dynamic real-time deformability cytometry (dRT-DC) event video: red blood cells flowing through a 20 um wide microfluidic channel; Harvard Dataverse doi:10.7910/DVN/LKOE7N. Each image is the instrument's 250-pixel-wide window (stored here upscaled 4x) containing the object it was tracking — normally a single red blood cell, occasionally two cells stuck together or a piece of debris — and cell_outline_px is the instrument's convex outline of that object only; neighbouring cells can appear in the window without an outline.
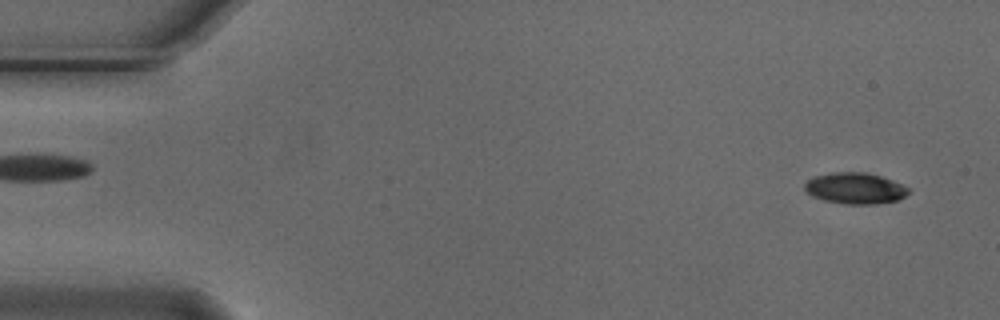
{"species": "Egyptian fruit bat (a non-hibernating species)", "species_latin": "Rousettus aegyptiacus", "temperature_condition": "cold", "stored_images_in_passage": 55, "camera_frame_rate_fps": 3000, "um_per_image_px": 0.085, "animal": {"sex": "male"}, "frame": {"image": 1, "passage_image": 3, "time_ms": 0.667, "image_size_px": [1000, 320], "cell_outline_px": [[908, 192], [904, 196], [896, 200], [876, 204], [848, 204], [824, 200], [812, 196], [804, 188], [804, 184], [808, 180], [816, 176], [832, 172], [864, 172], [880, 176], [892, 180], [908, 188]], "centroid_in_image_um": [72.66, 16.0], "position_along_channel_um": 12.3, "area_um2": 18.55}}
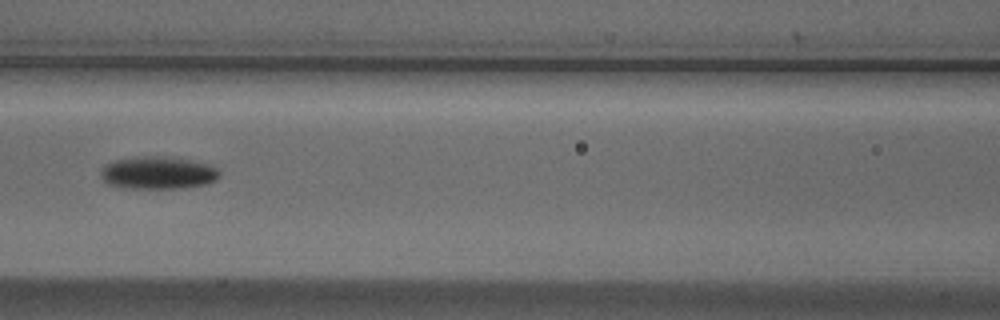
{"frame": {"image": 2, "passage_image": 24, "time_ms": 7.667, "image_size_px": [1000, 320], "cell_outline_px": [[220, 176], [216, 180], [208, 184], [184, 188], [120, 188], [108, 184], [100, 176], [100, 172], [104, 164], [112, 160], [132, 156], [176, 156], [212, 164], [220, 172]], "centroid_in_image_um": [13.44, 14.66], "position_along_channel_um": 153.2, "area_um2": 23.41}}
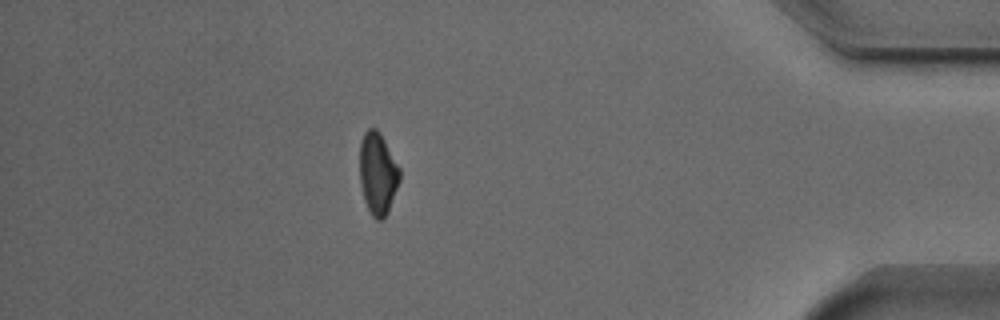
{"frame": {"image": 3, "passage_image": 48, "time_ms": 15.667, "image_size_px": [1000, 320], "cell_outline_px": [[400, 180], [388, 212], [380, 220], [376, 220], [372, 216], [364, 200], [360, 184], [360, 140], [364, 132], [368, 128], [376, 128], [380, 132], [400, 168]], "centroid_in_image_um": [32.1, 14.73], "position_along_channel_um": 403.1, "area_um2": 19.19}, "authors_computed_cell_mechanics": {"area_um2": 19.652, "velocity_mm_per_s": 3.7202, "shape_relaxation_time_tau1_ms": 2.5501, "shape_relaxation_time_tau2_ms": null, "deformation_change_tau1": 0.1043, "deformation_change_tau2": null}}